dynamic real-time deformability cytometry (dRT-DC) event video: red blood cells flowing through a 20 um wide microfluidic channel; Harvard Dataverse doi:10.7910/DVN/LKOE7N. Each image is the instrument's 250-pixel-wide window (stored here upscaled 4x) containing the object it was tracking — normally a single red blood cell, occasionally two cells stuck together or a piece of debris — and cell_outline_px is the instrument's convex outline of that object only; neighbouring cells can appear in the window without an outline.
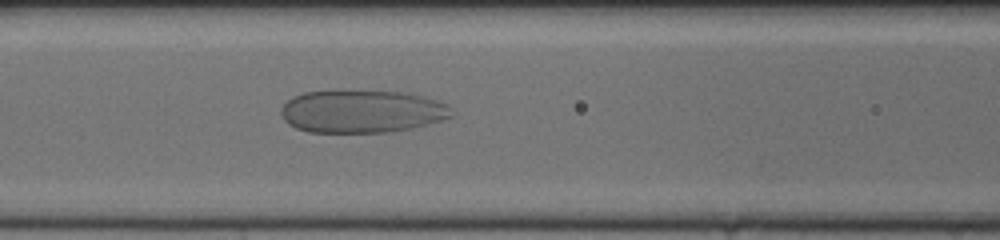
{"species": "human", "species_latin": "Homo sapiens", "temperature_condition": "cold", "stored_images_in_passage": 58, "camera_frame_rate_fps": 3000, "um_per_image_px": 0.085, "donor": {"sex": "female"}, "frame": {"image": 1, "passage_image": 25, "time_ms": 8.0, "image_size_px": [1000, 240], "cell_outline_px": [[452, 116], [440, 120], [412, 128], [392, 132], [308, 132], [296, 128], [288, 124], [284, 120], [280, 112], [280, 108], [292, 96], [304, 92], [336, 88], [408, 92], [424, 96], [448, 104]], "centroid_in_image_um": [30.7, 9.42], "position_along_channel_um": 135.9, "area_um2": 43.64}}
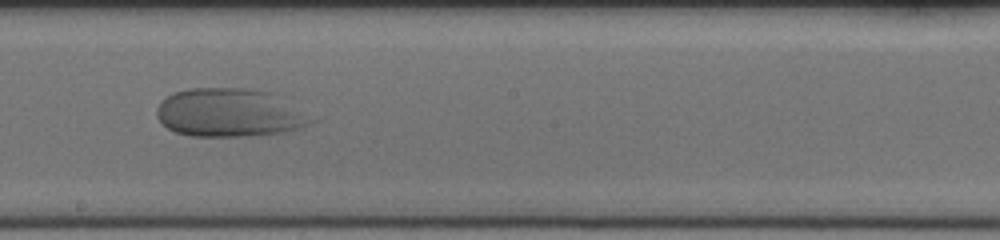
{"frame": {"image": 2, "passage_image": 33, "time_ms": 10.667, "image_size_px": [1000, 240], "cell_outline_px": [[316, 120], [304, 128], [284, 132], [248, 136], [192, 136], [176, 132], [168, 128], [156, 116], [156, 108], [160, 100], [176, 92], [188, 88], [252, 88], [276, 92]], "centroid_in_image_um": [19.56, 9.57], "position_along_channel_um": 228.6, "area_um2": 44.16}}
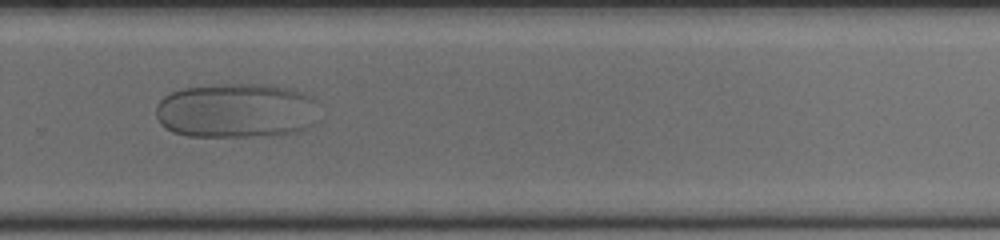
{"frame": {"image": 3, "passage_image": 40, "time_ms": 13.0, "image_size_px": [1000, 240], "cell_outline_px": [[316, 124], [308, 128], [296, 132], [268, 136], [188, 136], [172, 132], [164, 128], [160, 124], [156, 116], [156, 104], [164, 96], [180, 88], [220, 84], [272, 84], [292, 88], [304, 92], [316, 100]], "centroid_in_image_um": [20.1, 9.4], "position_along_channel_um": 309.7, "area_um2": 53.0}}